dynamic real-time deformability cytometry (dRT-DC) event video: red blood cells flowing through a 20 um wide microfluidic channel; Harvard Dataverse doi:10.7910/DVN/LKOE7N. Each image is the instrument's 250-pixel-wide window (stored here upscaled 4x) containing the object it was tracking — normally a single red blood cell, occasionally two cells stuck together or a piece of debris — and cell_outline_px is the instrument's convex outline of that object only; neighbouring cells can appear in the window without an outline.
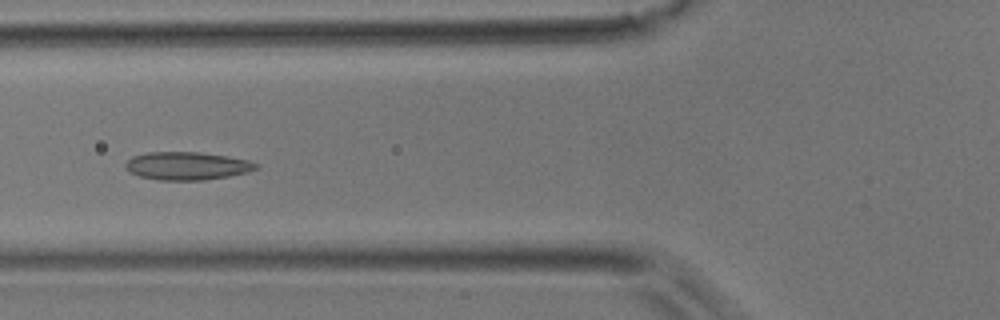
{"species": "common noctule bat (a hibernating species)", "species_latin": "Nyctalus noctula", "temperature_condition": "room temperature", "stored_images_in_passage": 44, "camera_frame_rate_fps": 3000, "um_per_image_px": 0.085, "animal": {"sex": "male", "body_mass_g": 17.9}, "frame": {"image": 1, "passage_image": 16, "time_ms": 5.0, "image_size_px": [1000, 320], "cell_outline_px": [[260, 164], [256, 168], [248, 172], [228, 176], [204, 180], [156, 180], [140, 176], [128, 172], [124, 164], [132, 156], [148, 152], [200, 152], [228, 156], [248, 160]], "centroid_in_image_um": [15.88, 14.1], "position_along_channel_um": 109.9, "area_um2": 21.39}}
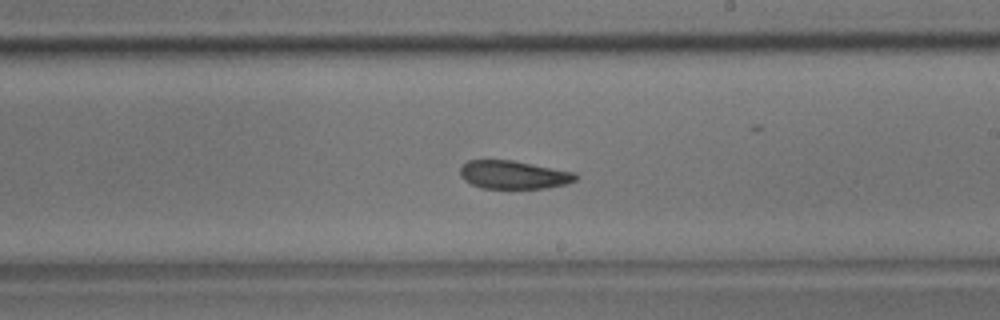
{"frame": {"image": 2, "passage_image": 25, "time_ms": 8.0, "image_size_px": [1000, 320], "cell_outline_px": [[580, 176], [576, 180], [568, 184], [548, 188], [480, 188], [464, 180], [460, 176], [460, 168], [468, 160], [512, 160], [576, 172]], "centroid_in_image_um": [43.7, 14.86], "position_along_channel_um": 245.3, "area_um2": 19.19}}
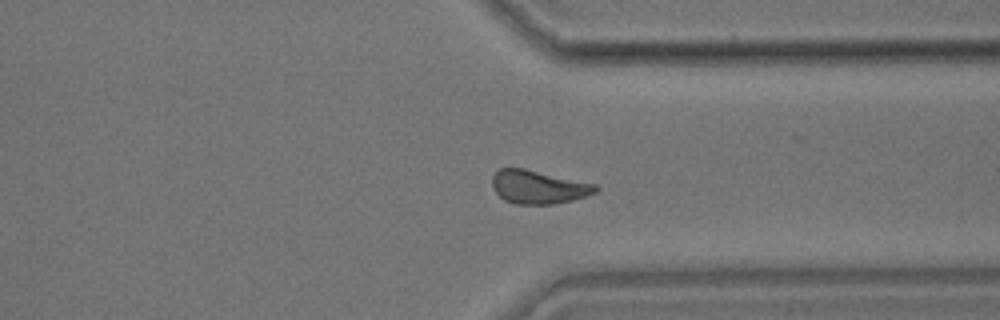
{"frame": {"image": 3, "passage_image": 33, "time_ms": 10.667, "image_size_px": [1000, 320], "cell_outline_px": [[600, 188], [596, 192], [572, 200], [552, 204], [516, 204], [504, 200], [492, 188], [492, 176], [500, 168], [524, 168], [596, 184]], "centroid_in_image_um": [45.75, 15.89], "position_along_channel_um": 365.7, "area_um2": 20.06}}